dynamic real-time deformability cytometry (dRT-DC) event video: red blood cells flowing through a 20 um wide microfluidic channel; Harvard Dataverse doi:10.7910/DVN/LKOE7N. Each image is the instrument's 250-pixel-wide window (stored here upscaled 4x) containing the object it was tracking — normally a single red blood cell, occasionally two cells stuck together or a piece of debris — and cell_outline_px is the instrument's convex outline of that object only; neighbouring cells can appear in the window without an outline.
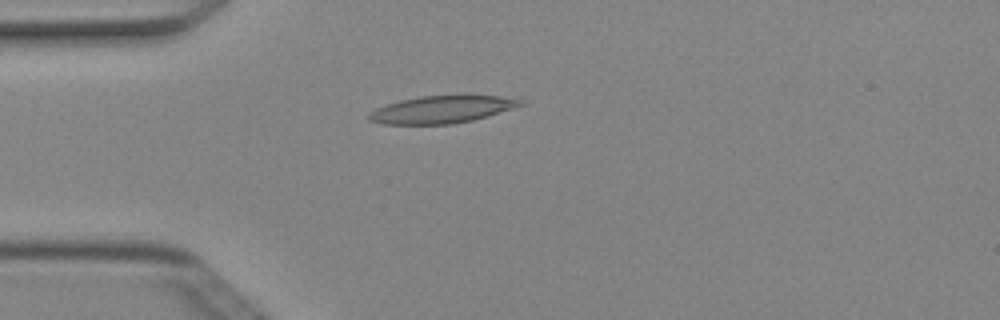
{"species": "Egyptian fruit bat (a non-hibernating species)", "species_latin": "Rousettus aegyptiacus", "temperature_condition": "cold", "stored_images_in_passage": 3, "camera_frame_rate_fps": 3000, "um_per_image_px": 0.085, "animal": {"sex": "female"}, "frame": {"image": 1, "passage_image": 2, "time_ms": 0.333, "image_size_px": [1000, 320], "cell_outline_px": [[524, 104], [488, 116], [472, 120], [448, 124], [384, 124], [368, 120], [368, 112], [376, 108], [400, 100], [420, 96], [464, 92], [500, 96], [524, 100]], "centroid_in_image_um": [37.59, 9.25], "position_along_channel_um": 47.4, "area_um2": 24.97}}